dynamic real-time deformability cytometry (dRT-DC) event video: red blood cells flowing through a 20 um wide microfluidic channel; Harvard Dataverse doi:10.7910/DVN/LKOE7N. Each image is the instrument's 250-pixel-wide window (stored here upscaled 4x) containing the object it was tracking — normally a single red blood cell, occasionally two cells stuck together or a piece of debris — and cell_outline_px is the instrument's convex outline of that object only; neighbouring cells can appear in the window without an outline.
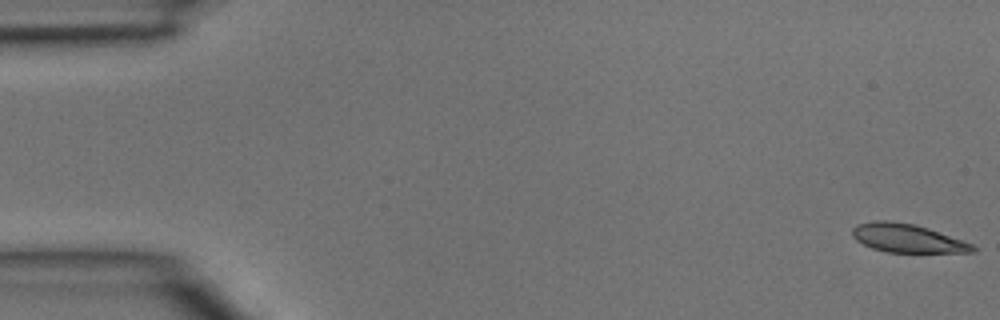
{"species": "common noctule bat (a hibernating species)", "species_latin": "Nyctalus noctula", "temperature_condition": "room temperature", "stored_images_in_passage": 5, "camera_frame_rate_fps": 3000, "um_per_image_px": 0.085, "animal": {"sex": "male", "body_mass_g": 15.6}, "frame": {"image": 1, "passage_image": 1, "time_ms": 0.0, "image_size_px": [1000, 320], "cell_outline_px": [[976, 252], [888, 252], [872, 248], [856, 240], [852, 236], [852, 228], [856, 224], [876, 220], [888, 220], [916, 224], [928, 228], [972, 244], [976, 248]], "centroid_in_image_um": [77.08, 20.23], "position_along_channel_um": 7.9, "area_um2": 19.88}}
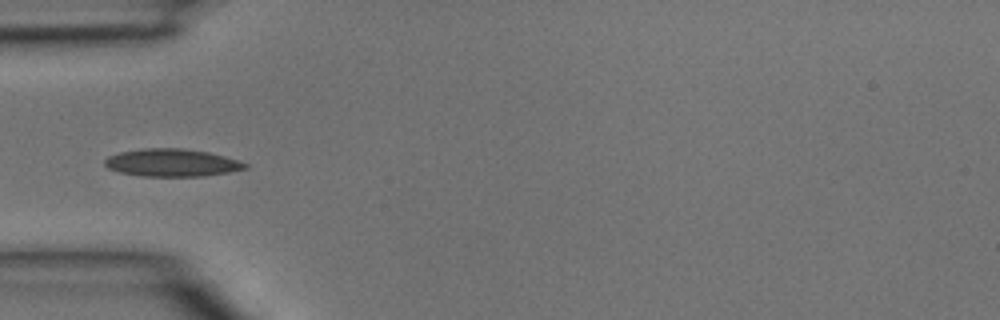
{"frame": {"image": 2, "passage_image": 4, "time_ms": 1.0, "image_size_px": [1000, 320], "cell_outline_px": [[248, 168], [228, 172], [204, 176], [140, 176], [120, 172], [108, 168], [104, 164], [104, 160], [108, 156], [120, 152], [144, 148], [180, 148], [208, 152], [224, 156], [248, 164]], "centroid_in_image_um": [14.59, 13.83], "position_along_channel_um": 70.4, "area_um2": 22.48}}